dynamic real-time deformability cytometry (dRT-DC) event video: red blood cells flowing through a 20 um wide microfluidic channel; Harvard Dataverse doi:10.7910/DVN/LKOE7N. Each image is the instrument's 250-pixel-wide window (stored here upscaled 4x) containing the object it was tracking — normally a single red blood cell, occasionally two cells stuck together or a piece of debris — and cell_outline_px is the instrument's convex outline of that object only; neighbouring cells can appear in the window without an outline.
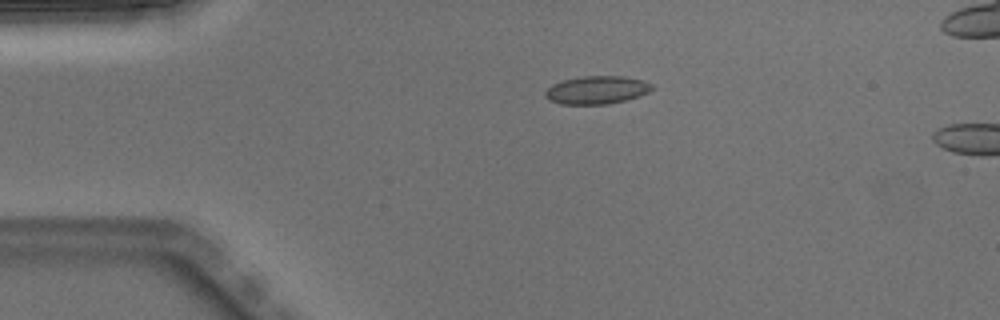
{"species": "Egyptian fruit bat (a non-hibernating species)", "species_latin": "Rousettus aegyptiacus", "temperature_condition": "warm", "stored_images_in_passage": 3, "camera_frame_rate_fps": 3000, "um_per_image_px": 0.085, "animal": {"sex": "male"}, "frame": {"image": 1, "passage_image": 1, "time_ms": 0.0, "image_size_px": [1000, 320], "cell_outline_px": [[652, 88], [648, 92], [640, 96], [608, 104], [560, 104], [544, 96], [544, 92], [552, 84], [564, 80], [584, 76], [624, 76], [640, 80], [652, 84]], "centroid_in_image_um": [50.71, 7.65], "position_along_channel_um": 34.3, "area_um2": 17.22}}